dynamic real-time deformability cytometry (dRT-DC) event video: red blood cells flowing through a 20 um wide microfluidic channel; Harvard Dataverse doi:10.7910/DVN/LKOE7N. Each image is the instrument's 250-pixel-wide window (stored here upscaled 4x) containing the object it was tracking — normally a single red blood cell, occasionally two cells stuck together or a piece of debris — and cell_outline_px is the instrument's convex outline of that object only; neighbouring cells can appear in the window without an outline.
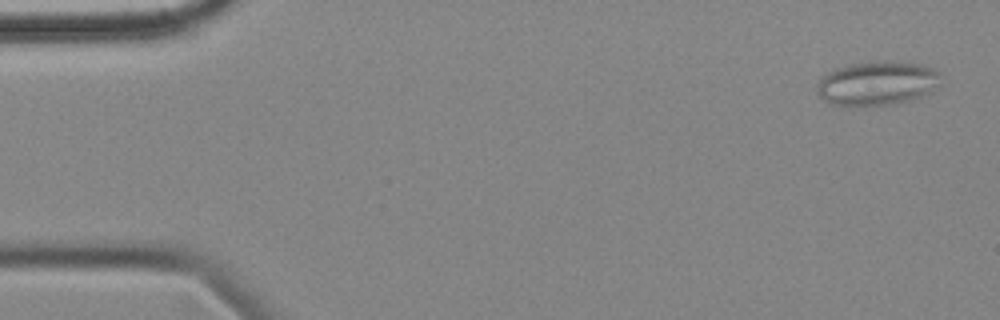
{"species": "common noctule bat (a hibernating species)", "species_latin": "Nyctalus noctula", "temperature_condition": "cold", "stored_images_in_passage": 55, "camera_frame_rate_fps": 3000, "um_per_image_px": 0.085, "animal": {"sex": "female", "body_mass_g": 18.4}, "frame": {"image": 1, "passage_image": 2, "time_ms": 0.333, "image_size_px": [1000, 320], "cell_outline_px": [[940, 72], [936, 84], [932, 92], [924, 96], [908, 100], [888, 104], [864, 108], [844, 108], [828, 104], [816, 92], [816, 84], [828, 72], [836, 68], [868, 60], [888, 60], [920, 64], [932, 68]], "centroid_in_image_um": [74.48, 7.11], "position_along_channel_um": 10.5, "area_um2": 32.66}}
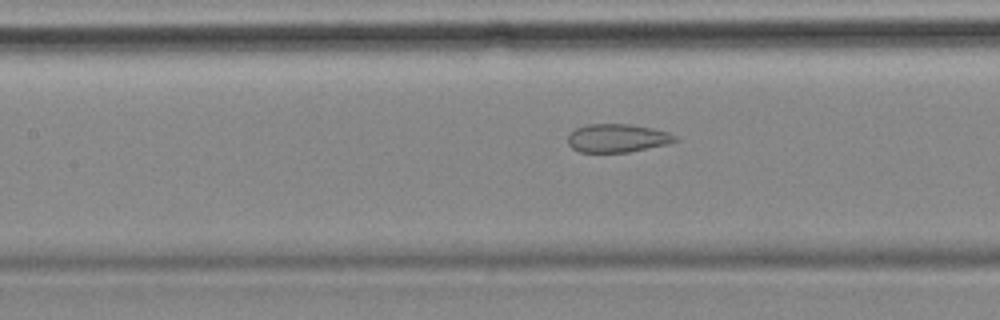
{"frame": {"image": 2, "passage_image": 24, "time_ms": 7.667, "image_size_px": [1000, 320], "cell_outline_px": [[680, 140], [668, 144], [628, 152], [580, 152], [572, 148], [568, 144], [568, 132], [576, 128], [588, 124], [628, 124], [652, 128], [668, 132], [676, 136]], "centroid_in_image_um": [52.46, 11.74], "position_along_channel_um": 154.9, "area_um2": 17.8}}
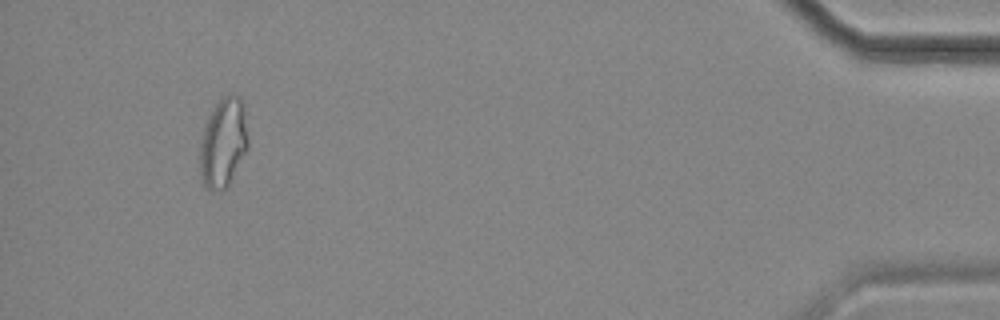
{"frame": {"image": 3, "passage_image": 52, "time_ms": 17.0, "image_size_px": [1000, 320], "cell_outline_px": [[248, 152], [228, 184], [224, 188], [204, 188], [200, 176], [200, 140], [208, 116], [216, 104], [224, 96], [232, 92], [240, 96], [244, 104], [248, 136]], "centroid_in_image_um": [19.0, 12.08], "position_along_channel_um": 416.2, "area_um2": 25.32}, "authors_computed_cell_mechanics": {"area_um2": 22.253, "velocity_mm_per_s": 3.5552, "shape_relaxation_time_tau1_ms": null, "shape_relaxation_time_tau2_ms": 1.6335, "deformation_change_tau1": null, "deformation_change_tau2": 0.091}}